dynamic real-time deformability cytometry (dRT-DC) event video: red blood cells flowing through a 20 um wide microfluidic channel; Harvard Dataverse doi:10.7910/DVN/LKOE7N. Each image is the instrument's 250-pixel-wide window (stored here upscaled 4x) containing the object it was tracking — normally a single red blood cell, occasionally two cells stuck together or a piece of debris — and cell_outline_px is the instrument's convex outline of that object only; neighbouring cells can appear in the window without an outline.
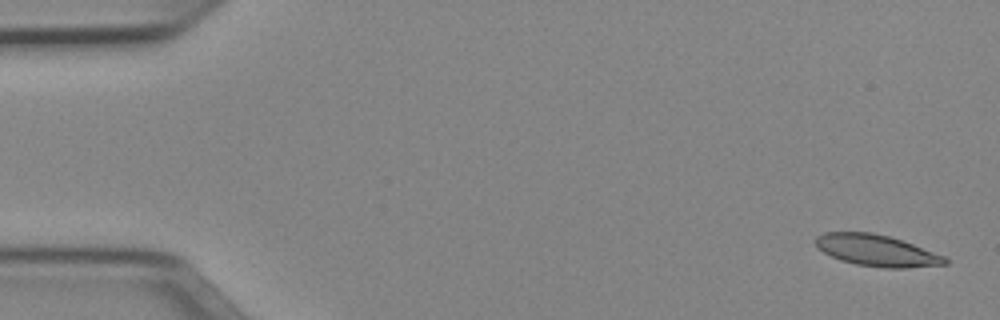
{"species": "Egyptian fruit bat (a non-hibernating species)", "species_latin": "Rousettus aegyptiacus", "temperature_condition": "cold", "stored_images_in_passage": 10, "camera_frame_rate_fps": 3000, "um_per_image_px": 0.085, "animal": {"sex": "female"}, "frame": {"image": 1, "passage_image": 1, "time_ms": 0.0, "image_size_px": [1000, 320], "cell_outline_px": [[948, 264], [908, 268], [884, 268], [856, 264], [840, 260], [824, 252], [816, 244], [816, 236], [824, 232], [872, 232], [888, 236], [912, 244], [944, 256], [948, 260]], "centroid_in_image_um": [74.52, 21.29], "position_along_channel_um": 10.5, "area_um2": 23.47}}